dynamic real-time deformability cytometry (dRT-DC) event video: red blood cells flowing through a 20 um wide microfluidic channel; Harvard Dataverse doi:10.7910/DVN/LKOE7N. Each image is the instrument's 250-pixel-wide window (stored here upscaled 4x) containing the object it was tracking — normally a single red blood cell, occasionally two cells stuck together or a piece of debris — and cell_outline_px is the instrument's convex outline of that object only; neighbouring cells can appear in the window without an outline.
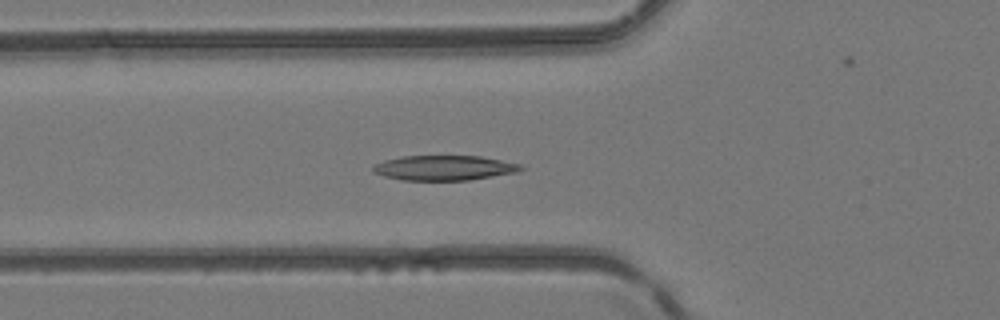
{"species": "common noctule bat (a hibernating species)", "species_latin": "Nyctalus noctula", "temperature_condition": "room temperature", "stored_images_in_passage": 39, "camera_frame_rate_fps": 3000, "um_per_image_px": 0.085, "animal": {"sex": "female", "body_mass_g": 24.6, "forearm_length_mm": 56.2}, "frame": {"image": 1, "passage_image": 7, "time_ms": 2.0, "image_size_px": [1000, 320], "cell_outline_px": [[524, 168], [516, 172], [468, 180], [400, 180], [384, 176], [372, 172], [372, 164], [384, 160], [400, 156], [480, 156], [520, 164]], "centroid_in_image_um": [37.67, 14.26], "position_along_channel_um": 88.1, "area_um2": 21.44}}
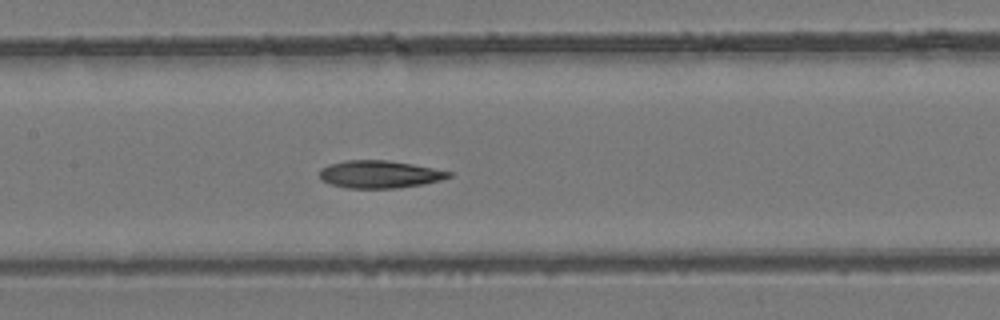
{"frame": {"image": 2, "passage_image": 13, "time_ms": 4.0, "image_size_px": [1000, 320], "cell_outline_px": [[452, 176], [440, 180], [424, 184], [396, 188], [344, 188], [320, 180], [320, 168], [328, 164], [344, 160], [384, 160], [412, 164], [452, 172]], "centroid_in_image_um": [32.22, 14.81], "position_along_channel_um": 175.2, "area_um2": 20.75}}
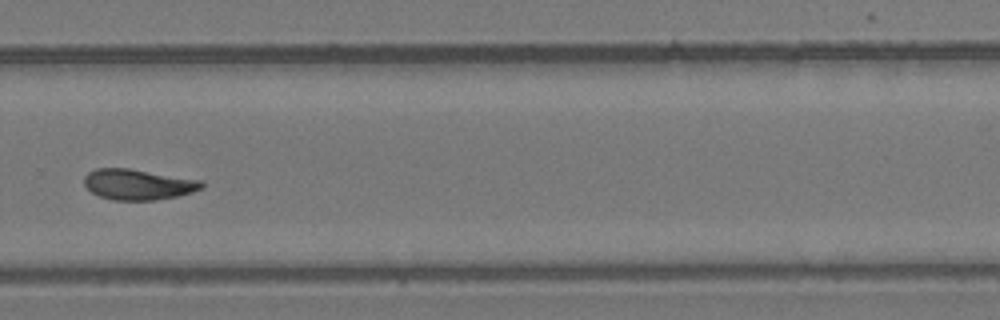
{"frame": {"image": 3, "passage_image": 23, "time_ms": 7.333, "image_size_px": [1000, 320], "cell_outline_px": [[204, 188], [192, 192], [176, 196], [156, 200], [112, 200], [100, 196], [92, 192], [84, 184], [84, 176], [88, 172], [96, 168], [128, 168], [204, 180]], "centroid_in_image_um": [11.76, 15.67], "position_along_channel_um": 318.0, "area_um2": 21.1}}